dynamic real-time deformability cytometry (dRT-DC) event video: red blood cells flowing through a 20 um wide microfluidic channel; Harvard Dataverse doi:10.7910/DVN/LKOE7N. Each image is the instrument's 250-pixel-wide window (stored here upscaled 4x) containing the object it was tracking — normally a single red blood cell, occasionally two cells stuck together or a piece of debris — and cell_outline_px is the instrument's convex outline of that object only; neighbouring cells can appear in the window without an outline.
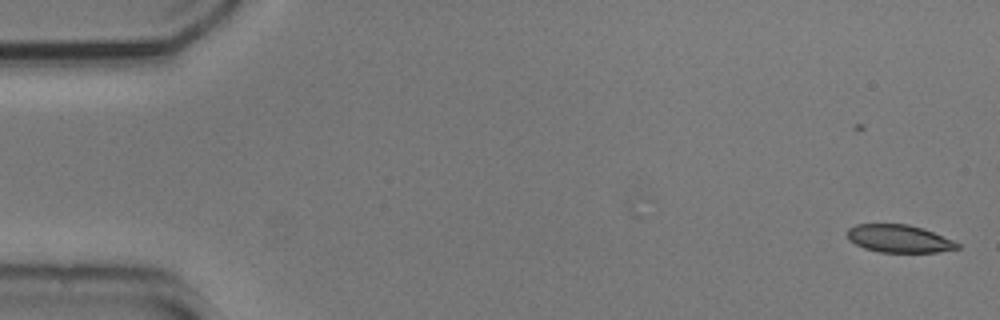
{"species": "common noctule bat (a hibernating species)", "species_latin": "Nyctalus noctula", "temperature_condition": "cold", "stored_images_in_passage": 54, "camera_frame_rate_fps": 3000, "um_per_image_px": 0.085, "animal": {"sex": "male", "body_mass_g": 20.5, "forearm_length_mm": 52.5}, "frame": {"image": 1, "passage_image": 1, "time_ms": 0.0, "image_size_px": [1000, 320], "cell_outline_px": [[960, 248], [936, 252], [880, 252], [864, 248], [848, 240], [848, 228], [856, 224], [908, 224], [924, 228], [952, 240], [960, 244]], "centroid_in_image_um": [76.41, 20.28], "position_along_channel_um": 8.6, "area_um2": 17.74}}
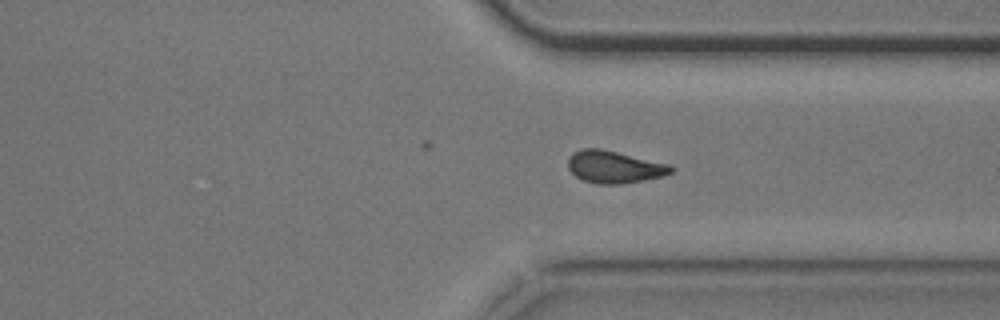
{"frame": {"image": 2, "passage_image": 40, "time_ms": 13.0, "image_size_px": [1000, 320], "cell_outline_px": [[676, 168], [672, 172], [664, 176], [620, 184], [596, 184], [584, 180], [576, 176], [568, 168], [568, 156], [572, 152], [580, 148], [600, 148], [672, 164]], "centroid_in_image_um": [52.23, 14.17], "position_along_channel_um": 359.2, "area_um2": 19.65}}
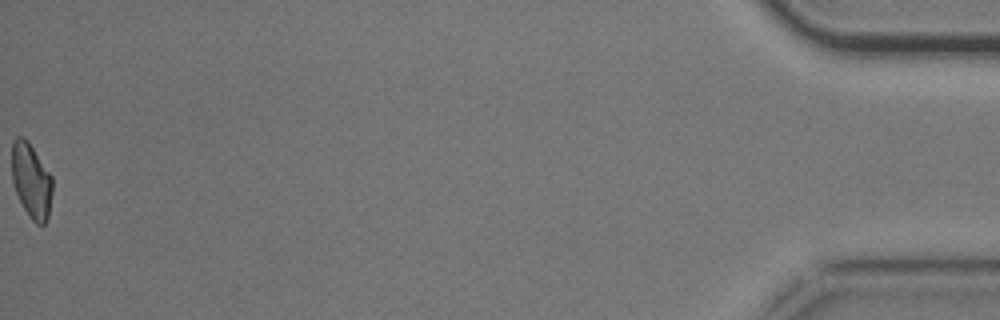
{"frame": {"image": 3, "passage_image": 54, "time_ms": 17.667, "image_size_px": [1000, 320], "cell_outline_px": [[52, 192], [48, 216], [44, 224], [36, 224], [32, 220], [24, 208], [16, 192], [12, 180], [12, 140], [16, 136], [24, 136], [28, 140], [52, 176]], "centroid_in_image_um": [2.65, 15.31], "position_along_channel_um": 432.5, "area_um2": 17.69}, "authors_computed_cell_mechanics": {"area_um2": 19.1896, "velocity_mm_per_s": 3.7364, "shape_relaxation_time_tau1_ms": 4.3398, "shape_relaxation_time_tau2_ms": 5.4472, "deformation_change_tau1": 0.1417, "deformation_change_tau2": 0.1301}}